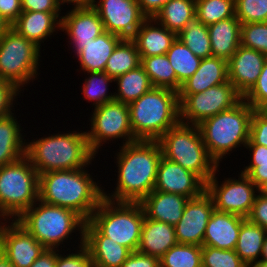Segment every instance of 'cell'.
<instances>
[{
    "label": "cell",
    "mask_w": 267,
    "mask_h": 267,
    "mask_svg": "<svg viewBox=\"0 0 267 267\" xmlns=\"http://www.w3.org/2000/svg\"><path fill=\"white\" fill-rule=\"evenodd\" d=\"M116 154L118 178L114 193L103 197L117 202H141L155 187L162 157L157 140H137L121 145Z\"/></svg>",
    "instance_id": "obj_1"
},
{
    "label": "cell",
    "mask_w": 267,
    "mask_h": 267,
    "mask_svg": "<svg viewBox=\"0 0 267 267\" xmlns=\"http://www.w3.org/2000/svg\"><path fill=\"white\" fill-rule=\"evenodd\" d=\"M99 183L84 168L39 174V200L70 209L89 221L103 198Z\"/></svg>",
    "instance_id": "obj_2"
},
{
    "label": "cell",
    "mask_w": 267,
    "mask_h": 267,
    "mask_svg": "<svg viewBox=\"0 0 267 267\" xmlns=\"http://www.w3.org/2000/svg\"><path fill=\"white\" fill-rule=\"evenodd\" d=\"M26 143L25 156L38 174L85 168L95 159L87 141V131H67Z\"/></svg>",
    "instance_id": "obj_3"
},
{
    "label": "cell",
    "mask_w": 267,
    "mask_h": 267,
    "mask_svg": "<svg viewBox=\"0 0 267 267\" xmlns=\"http://www.w3.org/2000/svg\"><path fill=\"white\" fill-rule=\"evenodd\" d=\"M128 107L137 140H158L180 122L178 92L168 88L153 87Z\"/></svg>",
    "instance_id": "obj_4"
},
{
    "label": "cell",
    "mask_w": 267,
    "mask_h": 267,
    "mask_svg": "<svg viewBox=\"0 0 267 267\" xmlns=\"http://www.w3.org/2000/svg\"><path fill=\"white\" fill-rule=\"evenodd\" d=\"M254 108L243 98L232 108L212 116L198 125L210 157L219 166L221 159L250 139Z\"/></svg>",
    "instance_id": "obj_5"
},
{
    "label": "cell",
    "mask_w": 267,
    "mask_h": 267,
    "mask_svg": "<svg viewBox=\"0 0 267 267\" xmlns=\"http://www.w3.org/2000/svg\"><path fill=\"white\" fill-rule=\"evenodd\" d=\"M16 221L49 250H55V248L58 250V246L68 240L76 230L80 231V243H84L86 221L79 214L67 208L38 200Z\"/></svg>",
    "instance_id": "obj_6"
},
{
    "label": "cell",
    "mask_w": 267,
    "mask_h": 267,
    "mask_svg": "<svg viewBox=\"0 0 267 267\" xmlns=\"http://www.w3.org/2000/svg\"><path fill=\"white\" fill-rule=\"evenodd\" d=\"M157 141L164 158L197 174L205 183L219 168L210 157L197 125L179 122Z\"/></svg>",
    "instance_id": "obj_7"
},
{
    "label": "cell",
    "mask_w": 267,
    "mask_h": 267,
    "mask_svg": "<svg viewBox=\"0 0 267 267\" xmlns=\"http://www.w3.org/2000/svg\"><path fill=\"white\" fill-rule=\"evenodd\" d=\"M145 213L140 202L102 198L89 221L104 235L131 252L137 251Z\"/></svg>",
    "instance_id": "obj_8"
},
{
    "label": "cell",
    "mask_w": 267,
    "mask_h": 267,
    "mask_svg": "<svg viewBox=\"0 0 267 267\" xmlns=\"http://www.w3.org/2000/svg\"><path fill=\"white\" fill-rule=\"evenodd\" d=\"M39 200V174L24 156L0 167V214L16 220Z\"/></svg>",
    "instance_id": "obj_9"
},
{
    "label": "cell",
    "mask_w": 267,
    "mask_h": 267,
    "mask_svg": "<svg viewBox=\"0 0 267 267\" xmlns=\"http://www.w3.org/2000/svg\"><path fill=\"white\" fill-rule=\"evenodd\" d=\"M41 48L10 28L0 38V79L19 90L37 78ZM30 81V82H29Z\"/></svg>",
    "instance_id": "obj_10"
},
{
    "label": "cell",
    "mask_w": 267,
    "mask_h": 267,
    "mask_svg": "<svg viewBox=\"0 0 267 267\" xmlns=\"http://www.w3.org/2000/svg\"><path fill=\"white\" fill-rule=\"evenodd\" d=\"M178 98L180 122L198 126L204 120L235 106L242 96L228 81L196 94H178Z\"/></svg>",
    "instance_id": "obj_11"
},
{
    "label": "cell",
    "mask_w": 267,
    "mask_h": 267,
    "mask_svg": "<svg viewBox=\"0 0 267 267\" xmlns=\"http://www.w3.org/2000/svg\"><path fill=\"white\" fill-rule=\"evenodd\" d=\"M92 114L91 130L86 135L88 146L95 155L99 147L112 139L123 138V145L137 141L130 126L128 104L112 101L96 107Z\"/></svg>",
    "instance_id": "obj_12"
},
{
    "label": "cell",
    "mask_w": 267,
    "mask_h": 267,
    "mask_svg": "<svg viewBox=\"0 0 267 267\" xmlns=\"http://www.w3.org/2000/svg\"><path fill=\"white\" fill-rule=\"evenodd\" d=\"M206 183V192L213 198L215 210L247 218L252 210L258 187L244 174L238 180L226 178L218 184L216 173ZM256 193V194H255Z\"/></svg>",
    "instance_id": "obj_13"
},
{
    "label": "cell",
    "mask_w": 267,
    "mask_h": 267,
    "mask_svg": "<svg viewBox=\"0 0 267 267\" xmlns=\"http://www.w3.org/2000/svg\"><path fill=\"white\" fill-rule=\"evenodd\" d=\"M105 31L122 39H132L147 19L136 0H91Z\"/></svg>",
    "instance_id": "obj_14"
},
{
    "label": "cell",
    "mask_w": 267,
    "mask_h": 267,
    "mask_svg": "<svg viewBox=\"0 0 267 267\" xmlns=\"http://www.w3.org/2000/svg\"><path fill=\"white\" fill-rule=\"evenodd\" d=\"M45 250L16 220L0 224V252L14 267H30Z\"/></svg>",
    "instance_id": "obj_15"
},
{
    "label": "cell",
    "mask_w": 267,
    "mask_h": 267,
    "mask_svg": "<svg viewBox=\"0 0 267 267\" xmlns=\"http://www.w3.org/2000/svg\"><path fill=\"white\" fill-rule=\"evenodd\" d=\"M214 209L213 198L206 191L189 199L181 219L174 226L177 242L203 246L206 226Z\"/></svg>",
    "instance_id": "obj_16"
},
{
    "label": "cell",
    "mask_w": 267,
    "mask_h": 267,
    "mask_svg": "<svg viewBox=\"0 0 267 267\" xmlns=\"http://www.w3.org/2000/svg\"><path fill=\"white\" fill-rule=\"evenodd\" d=\"M154 190L179 194L193 199L206 191V183L197 174L162 156L156 174Z\"/></svg>",
    "instance_id": "obj_17"
},
{
    "label": "cell",
    "mask_w": 267,
    "mask_h": 267,
    "mask_svg": "<svg viewBox=\"0 0 267 267\" xmlns=\"http://www.w3.org/2000/svg\"><path fill=\"white\" fill-rule=\"evenodd\" d=\"M266 60L265 54L240 45L227 61L228 81L242 97L256 83Z\"/></svg>",
    "instance_id": "obj_18"
},
{
    "label": "cell",
    "mask_w": 267,
    "mask_h": 267,
    "mask_svg": "<svg viewBox=\"0 0 267 267\" xmlns=\"http://www.w3.org/2000/svg\"><path fill=\"white\" fill-rule=\"evenodd\" d=\"M60 30L67 33L69 44H87L105 32L98 12L90 5H77L61 17Z\"/></svg>",
    "instance_id": "obj_19"
},
{
    "label": "cell",
    "mask_w": 267,
    "mask_h": 267,
    "mask_svg": "<svg viewBox=\"0 0 267 267\" xmlns=\"http://www.w3.org/2000/svg\"><path fill=\"white\" fill-rule=\"evenodd\" d=\"M84 245L89 250L92 267H121L131 251L104 236L90 221L84 226Z\"/></svg>",
    "instance_id": "obj_20"
},
{
    "label": "cell",
    "mask_w": 267,
    "mask_h": 267,
    "mask_svg": "<svg viewBox=\"0 0 267 267\" xmlns=\"http://www.w3.org/2000/svg\"><path fill=\"white\" fill-rule=\"evenodd\" d=\"M247 218L240 215L220 212L214 209L206 226L203 246L223 250H234L237 244L241 224Z\"/></svg>",
    "instance_id": "obj_21"
},
{
    "label": "cell",
    "mask_w": 267,
    "mask_h": 267,
    "mask_svg": "<svg viewBox=\"0 0 267 267\" xmlns=\"http://www.w3.org/2000/svg\"><path fill=\"white\" fill-rule=\"evenodd\" d=\"M121 40V37L105 31L87 44L70 45L75 48L73 51L83 72H104L107 60Z\"/></svg>",
    "instance_id": "obj_22"
},
{
    "label": "cell",
    "mask_w": 267,
    "mask_h": 267,
    "mask_svg": "<svg viewBox=\"0 0 267 267\" xmlns=\"http://www.w3.org/2000/svg\"><path fill=\"white\" fill-rule=\"evenodd\" d=\"M60 14V12L22 11L11 24V28L40 47L48 36L50 37L58 28L60 30L62 17Z\"/></svg>",
    "instance_id": "obj_23"
},
{
    "label": "cell",
    "mask_w": 267,
    "mask_h": 267,
    "mask_svg": "<svg viewBox=\"0 0 267 267\" xmlns=\"http://www.w3.org/2000/svg\"><path fill=\"white\" fill-rule=\"evenodd\" d=\"M189 199L179 194L153 190L140 204L147 218L175 226L181 219Z\"/></svg>",
    "instance_id": "obj_24"
},
{
    "label": "cell",
    "mask_w": 267,
    "mask_h": 267,
    "mask_svg": "<svg viewBox=\"0 0 267 267\" xmlns=\"http://www.w3.org/2000/svg\"><path fill=\"white\" fill-rule=\"evenodd\" d=\"M177 243L174 226L145 216L137 252L160 259Z\"/></svg>",
    "instance_id": "obj_25"
},
{
    "label": "cell",
    "mask_w": 267,
    "mask_h": 267,
    "mask_svg": "<svg viewBox=\"0 0 267 267\" xmlns=\"http://www.w3.org/2000/svg\"><path fill=\"white\" fill-rule=\"evenodd\" d=\"M177 34L169 31L154 18H147L132 38L140 57L166 54Z\"/></svg>",
    "instance_id": "obj_26"
},
{
    "label": "cell",
    "mask_w": 267,
    "mask_h": 267,
    "mask_svg": "<svg viewBox=\"0 0 267 267\" xmlns=\"http://www.w3.org/2000/svg\"><path fill=\"white\" fill-rule=\"evenodd\" d=\"M228 82L227 61L218 57L203 58L197 71L181 84L178 94H196Z\"/></svg>",
    "instance_id": "obj_27"
},
{
    "label": "cell",
    "mask_w": 267,
    "mask_h": 267,
    "mask_svg": "<svg viewBox=\"0 0 267 267\" xmlns=\"http://www.w3.org/2000/svg\"><path fill=\"white\" fill-rule=\"evenodd\" d=\"M212 56L228 61L241 45V22L234 16L207 26Z\"/></svg>",
    "instance_id": "obj_28"
},
{
    "label": "cell",
    "mask_w": 267,
    "mask_h": 267,
    "mask_svg": "<svg viewBox=\"0 0 267 267\" xmlns=\"http://www.w3.org/2000/svg\"><path fill=\"white\" fill-rule=\"evenodd\" d=\"M14 113L0 118V167L17 162L26 154V139ZM24 140V141H23Z\"/></svg>",
    "instance_id": "obj_29"
},
{
    "label": "cell",
    "mask_w": 267,
    "mask_h": 267,
    "mask_svg": "<svg viewBox=\"0 0 267 267\" xmlns=\"http://www.w3.org/2000/svg\"><path fill=\"white\" fill-rule=\"evenodd\" d=\"M267 231L261 226L251 223L246 219L241 224L238 240L234 251L248 266L260 261L262 247Z\"/></svg>",
    "instance_id": "obj_30"
},
{
    "label": "cell",
    "mask_w": 267,
    "mask_h": 267,
    "mask_svg": "<svg viewBox=\"0 0 267 267\" xmlns=\"http://www.w3.org/2000/svg\"><path fill=\"white\" fill-rule=\"evenodd\" d=\"M114 82L118 85V92L114 93L115 101L124 104H130L139 99L154 87L141 65L134 70L116 77Z\"/></svg>",
    "instance_id": "obj_31"
},
{
    "label": "cell",
    "mask_w": 267,
    "mask_h": 267,
    "mask_svg": "<svg viewBox=\"0 0 267 267\" xmlns=\"http://www.w3.org/2000/svg\"><path fill=\"white\" fill-rule=\"evenodd\" d=\"M195 15V0H171L163 5L154 19L167 28L179 34Z\"/></svg>",
    "instance_id": "obj_32"
},
{
    "label": "cell",
    "mask_w": 267,
    "mask_h": 267,
    "mask_svg": "<svg viewBox=\"0 0 267 267\" xmlns=\"http://www.w3.org/2000/svg\"><path fill=\"white\" fill-rule=\"evenodd\" d=\"M141 65V57L132 39H122L107 60L104 72L116 78Z\"/></svg>",
    "instance_id": "obj_33"
},
{
    "label": "cell",
    "mask_w": 267,
    "mask_h": 267,
    "mask_svg": "<svg viewBox=\"0 0 267 267\" xmlns=\"http://www.w3.org/2000/svg\"><path fill=\"white\" fill-rule=\"evenodd\" d=\"M166 55L176 73L178 92L181 84L197 71L202 58L196 56L179 38H176Z\"/></svg>",
    "instance_id": "obj_34"
},
{
    "label": "cell",
    "mask_w": 267,
    "mask_h": 267,
    "mask_svg": "<svg viewBox=\"0 0 267 267\" xmlns=\"http://www.w3.org/2000/svg\"><path fill=\"white\" fill-rule=\"evenodd\" d=\"M141 66L154 87L168 88L177 92V78L166 54L141 57Z\"/></svg>",
    "instance_id": "obj_35"
},
{
    "label": "cell",
    "mask_w": 267,
    "mask_h": 267,
    "mask_svg": "<svg viewBox=\"0 0 267 267\" xmlns=\"http://www.w3.org/2000/svg\"><path fill=\"white\" fill-rule=\"evenodd\" d=\"M179 38L196 56L200 58L212 57V48L208 28L196 16L185 24L177 34Z\"/></svg>",
    "instance_id": "obj_36"
},
{
    "label": "cell",
    "mask_w": 267,
    "mask_h": 267,
    "mask_svg": "<svg viewBox=\"0 0 267 267\" xmlns=\"http://www.w3.org/2000/svg\"><path fill=\"white\" fill-rule=\"evenodd\" d=\"M202 246L177 243L160 259V267H202Z\"/></svg>",
    "instance_id": "obj_37"
},
{
    "label": "cell",
    "mask_w": 267,
    "mask_h": 267,
    "mask_svg": "<svg viewBox=\"0 0 267 267\" xmlns=\"http://www.w3.org/2000/svg\"><path fill=\"white\" fill-rule=\"evenodd\" d=\"M195 15L206 26L235 16V0H195Z\"/></svg>",
    "instance_id": "obj_38"
},
{
    "label": "cell",
    "mask_w": 267,
    "mask_h": 267,
    "mask_svg": "<svg viewBox=\"0 0 267 267\" xmlns=\"http://www.w3.org/2000/svg\"><path fill=\"white\" fill-rule=\"evenodd\" d=\"M88 75L81 88L85 100L94 102V108L115 101L114 93L107 94L109 84L114 82V78L105 72H89Z\"/></svg>",
    "instance_id": "obj_39"
},
{
    "label": "cell",
    "mask_w": 267,
    "mask_h": 267,
    "mask_svg": "<svg viewBox=\"0 0 267 267\" xmlns=\"http://www.w3.org/2000/svg\"><path fill=\"white\" fill-rule=\"evenodd\" d=\"M202 267H248L234 250L202 246Z\"/></svg>",
    "instance_id": "obj_40"
},
{
    "label": "cell",
    "mask_w": 267,
    "mask_h": 267,
    "mask_svg": "<svg viewBox=\"0 0 267 267\" xmlns=\"http://www.w3.org/2000/svg\"><path fill=\"white\" fill-rule=\"evenodd\" d=\"M241 45L267 56V22L241 24Z\"/></svg>",
    "instance_id": "obj_41"
},
{
    "label": "cell",
    "mask_w": 267,
    "mask_h": 267,
    "mask_svg": "<svg viewBox=\"0 0 267 267\" xmlns=\"http://www.w3.org/2000/svg\"><path fill=\"white\" fill-rule=\"evenodd\" d=\"M235 16L241 24L267 22V0H235Z\"/></svg>",
    "instance_id": "obj_42"
},
{
    "label": "cell",
    "mask_w": 267,
    "mask_h": 267,
    "mask_svg": "<svg viewBox=\"0 0 267 267\" xmlns=\"http://www.w3.org/2000/svg\"><path fill=\"white\" fill-rule=\"evenodd\" d=\"M255 110L267 105V60L254 86L242 97Z\"/></svg>",
    "instance_id": "obj_43"
},
{
    "label": "cell",
    "mask_w": 267,
    "mask_h": 267,
    "mask_svg": "<svg viewBox=\"0 0 267 267\" xmlns=\"http://www.w3.org/2000/svg\"><path fill=\"white\" fill-rule=\"evenodd\" d=\"M78 245L80 249L76 253L62 255L58 250L55 267H92L89 250L84 243Z\"/></svg>",
    "instance_id": "obj_44"
},
{
    "label": "cell",
    "mask_w": 267,
    "mask_h": 267,
    "mask_svg": "<svg viewBox=\"0 0 267 267\" xmlns=\"http://www.w3.org/2000/svg\"><path fill=\"white\" fill-rule=\"evenodd\" d=\"M250 139L257 145L267 147V114L254 110L250 124Z\"/></svg>",
    "instance_id": "obj_45"
},
{
    "label": "cell",
    "mask_w": 267,
    "mask_h": 267,
    "mask_svg": "<svg viewBox=\"0 0 267 267\" xmlns=\"http://www.w3.org/2000/svg\"><path fill=\"white\" fill-rule=\"evenodd\" d=\"M20 91L22 90H19L11 82L0 79V118L12 113L13 101L21 93Z\"/></svg>",
    "instance_id": "obj_46"
},
{
    "label": "cell",
    "mask_w": 267,
    "mask_h": 267,
    "mask_svg": "<svg viewBox=\"0 0 267 267\" xmlns=\"http://www.w3.org/2000/svg\"><path fill=\"white\" fill-rule=\"evenodd\" d=\"M259 194V195H258ZM247 219L267 231V197L258 193Z\"/></svg>",
    "instance_id": "obj_47"
},
{
    "label": "cell",
    "mask_w": 267,
    "mask_h": 267,
    "mask_svg": "<svg viewBox=\"0 0 267 267\" xmlns=\"http://www.w3.org/2000/svg\"><path fill=\"white\" fill-rule=\"evenodd\" d=\"M22 11L31 12H61L59 0H21Z\"/></svg>",
    "instance_id": "obj_48"
},
{
    "label": "cell",
    "mask_w": 267,
    "mask_h": 267,
    "mask_svg": "<svg viewBox=\"0 0 267 267\" xmlns=\"http://www.w3.org/2000/svg\"><path fill=\"white\" fill-rule=\"evenodd\" d=\"M245 148L249 149L252 153L251 162L248 166L244 167V171H240L242 174L247 175L254 167L258 166V163L267 162V147L263 145L255 144L251 139L245 145Z\"/></svg>",
    "instance_id": "obj_49"
},
{
    "label": "cell",
    "mask_w": 267,
    "mask_h": 267,
    "mask_svg": "<svg viewBox=\"0 0 267 267\" xmlns=\"http://www.w3.org/2000/svg\"><path fill=\"white\" fill-rule=\"evenodd\" d=\"M121 267H160L159 258L137 251L131 252Z\"/></svg>",
    "instance_id": "obj_50"
},
{
    "label": "cell",
    "mask_w": 267,
    "mask_h": 267,
    "mask_svg": "<svg viewBox=\"0 0 267 267\" xmlns=\"http://www.w3.org/2000/svg\"><path fill=\"white\" fill-rule=\"evenodd\" d=\"M22 13L21 0H0V15L13 23Z\"/></svg>",
    "instance_id": "obj_51"
},
{
    "label": "cell",
    "mask_w": 267,
    "mask_h": 267,
    "mask_svg": "<svg viewBox=\"0 0 267 267\" xmlns=\"http://www.w3.org/2000/svg\"><path fill=\"white\" fill-rule=\"evenodd\" d=\"M147 18H154L164 4L171 0H136Z\"/></svg>",
    "instance_id": "obj_52"
},
{
    "label": "cell",
    "mask_w": 267,
    "mask_h": 267,
    "mask_svg": "<svg viewBox=\"0 0 267 267\" xmlns=\"http://www.w3.org/2000/svg\"><path fill=\"white\" fill-rule=\"evenodd\" d=\"M58 250L46 249L30 267H55Z\"/></svg>",
    "instance_id": "obj_53"
},
{
    "label": "cell",
    "mask_w": 267,
    "mask_h": 267,
    "mask_svg": "<svg viewBox=\"0 0 267 267\" xmlns=\"http://www.w3.org/2000/svg\"><path fill=\"white\" fill-rule=\"evenodd\" d=\"M247 176L259 188L262 184L267 182V162L258 163V166L254 167Z\"/></svg>",
    "instance_id": "obj_54"
},
{
    "label": "cell",
    "mask_w": 267,
    "mask_h": 267,
    "mask_svg": "<svg viewBox=\"0 0 267 267\" xmlns=\"http://www.w3.org/2000/svg\"><path fill=\"white\" fill-rule=\"evenodd\" d=\"M11 28L9 23L4 17L0 15V38Z\"/></svg>",
    "instance_id": "obj_55"
},
{
    "label": "cell",
    "mask_w": 267,
    "mask_h": 267,
    "mask_svg": "<svg viewBox=\"0 0 267 267\" xmlns=\"http://www.w3.org/2000/svg\"><path fill=\"white\" fill-rule=\"evenodd\" d=\"M62 4L64 3H67V4H70V5H74V6H77V5H87V4H90V1L91 0H59ZM73 3V4H71Z\"/></svg>",
    "instance_id": "obj_56"
},
{
    "label": "cell",
    "mask_w": 267,
    "mask_h": 267,
    "mask_svg": "<svg viewBox=\"0 0 267 267\" xmlns=\"http://www.w3.org/2000/svg\"><path fill=\"white\" fill-rule=\"evenodd\" d=\"M260 261L267 263V234H266V237L264 239Z\"/></svg>",
    "instance_id": "obj_57"
},
{
    "label": "cell",
    "mask_w": 267,
    "mask_h": 267,
    "mask_svg": "<svg viewBox=\"0 0 267 267\" xmlns=\"http://www.w3.org/2000/svg\"><path fill=\"white\" fill-rule=\"evenodd\" d=\"M0 267H14L8 259L0 252Z\"/></svg>",
    "instance_id": "obj_58"
},
{
    "label": "cell",
    "mask_w": 267,
    "mask_h": 267,
    "mask_svg": "<svg viewBox=\"0 0 267 267\" xmlns=\"http://www.w3.org/2000/svg\"><path fill=\"white\" fill-rule=\"evenodd\" d=\"M258 191L261 195L267 197V182H265L264 184H262L259 188Z\"/></svg>",
    "instance_id": "obj_59"
},
{
    "label": "cell",
    "mask_w": 267,
    "mask_h": 267,
    "mask_svg": "<svg viewBox=\"0 0 267 267\" xmlns=\"http://www.w3.org/2000/svg\"><path fill=\"white\" fill-rule=\"evenodd\" d=\"M248 267H267V263L263 261H258L250 264Z\"/></svg>",
    "instance_id": "obj_60"
},
{
    "label": "cell",
    "mask_w": 267,
    "mask_h": 267,
    "mask_svg": "<svg viewBox=\"0 0 267 267\" xmlns=\"http://www.w3.org/2000/svg\"><path fill=\"white\" fill-rule=\"evenodd\" d=\"M262 110L267 114V105Z\"/></svg>",
    "instance_id": "obj_61"
}]
</instances>
